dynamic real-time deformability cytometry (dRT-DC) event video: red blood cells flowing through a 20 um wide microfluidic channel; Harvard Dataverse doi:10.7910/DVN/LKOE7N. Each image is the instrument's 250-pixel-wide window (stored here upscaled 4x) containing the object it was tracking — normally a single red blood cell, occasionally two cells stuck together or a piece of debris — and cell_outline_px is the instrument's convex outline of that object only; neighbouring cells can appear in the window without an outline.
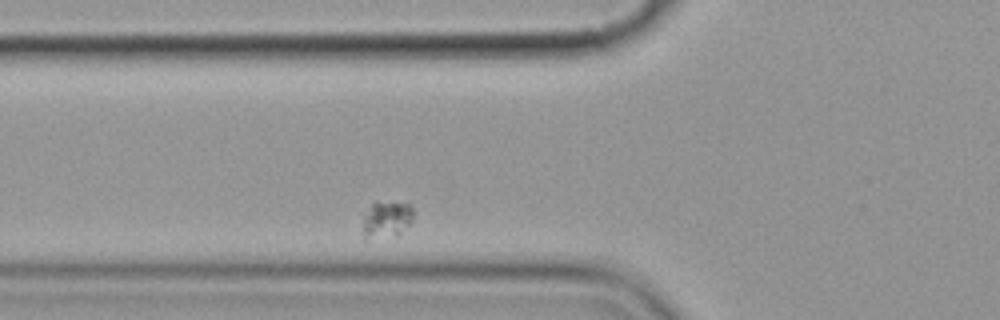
{"species": "common noctule bat (a hibernating species)", "species_latin": "Nyctalus noctula", "temperature_condition": "cold", "stored_images_in_passage": 2, "camera_frame_rate_fps": 3000, "um_per_image_px": 0.085, "animal": {"sex": "female", "body_mass_g": 19.9}, "frame": {"image": 1, "passage_image": 2, "time_ms": 1.0, "image_size_px": [1000, 320], "cell_outline_px": [[412, 220], [400, 232], [364, 240], [364, 216], [372, 204], [376, 200], [408, 204], [412, 208]], "centroid_in_image_um": [32.83, 18.6], "position_along_channel_um": 93.0, "area_um2": 10.35}}